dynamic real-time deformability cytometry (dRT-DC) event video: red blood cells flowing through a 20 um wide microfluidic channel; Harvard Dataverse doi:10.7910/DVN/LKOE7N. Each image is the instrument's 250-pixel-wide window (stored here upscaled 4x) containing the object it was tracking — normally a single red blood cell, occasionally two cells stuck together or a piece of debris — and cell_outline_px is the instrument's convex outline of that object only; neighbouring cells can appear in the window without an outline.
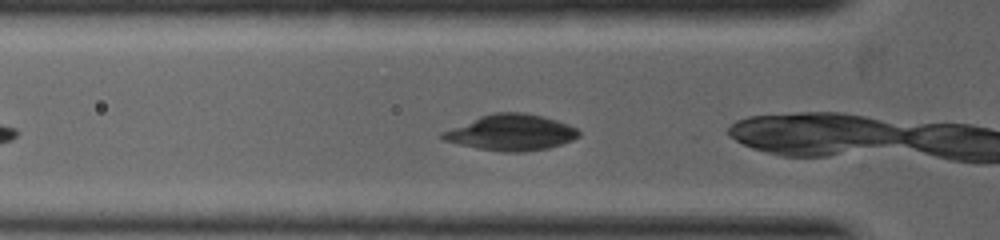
{"species": "common noctule bat (a hibernating species)", "species_latin": "Nyctalus noctula", "temperature_condition": "warm", "stored_images_in_passage": 5, "camera_frame_rate_fps": 5000, "um_per_image_px": 0.085, "animal": {"sex": "female", "body_mass_g": 19.0, "forearm_length_mm": 53.3}, "frame": {"image": 1, "passage_image": 5, "time_ms": 1.6, "image_size_px": [1000, 240], "cell_outline_px": [[580, 136], [572, 140], [548, 148], [524, 152], [504, 152], [480, 148], [460, 144], [444, 140], [436, 136], [440, 132], [480, 116], [492, 112], [524, 112], [544, 116], [568, 124], [576, 128], [580, 132]], "centroid_in_image_um": [43.43, 11.25], "position_along_channel_um": 82.4, "area_um2": 28.61}}